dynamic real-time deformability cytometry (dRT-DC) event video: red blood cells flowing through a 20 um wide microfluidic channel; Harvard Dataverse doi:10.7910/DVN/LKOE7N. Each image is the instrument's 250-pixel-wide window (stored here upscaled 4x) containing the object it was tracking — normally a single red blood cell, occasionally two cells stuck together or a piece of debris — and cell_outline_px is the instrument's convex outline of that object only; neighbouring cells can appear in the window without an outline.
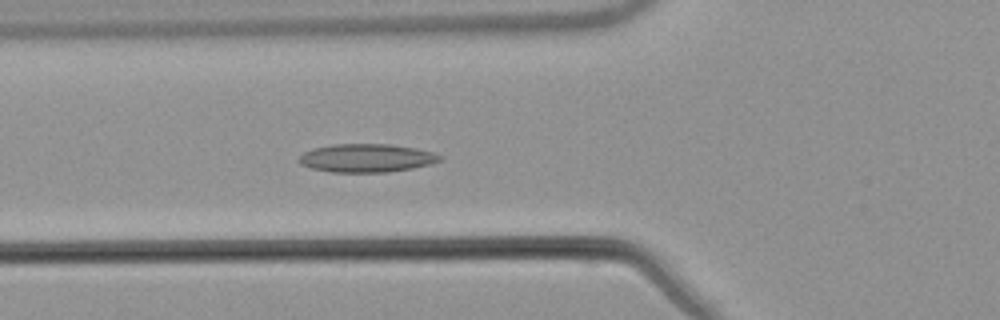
{"species": "common noctule bat (a hibernating species)", "species_latin": "Nyctalus noctula", "temperature_condition": "warm", "stored_images_in_passage": 49, "camera_frame_rate_fps": 3000, "um_per_image_px": 0.085, "animal": {"sex": "male", "body_mass_g": 21.5, "forearm_length_mm": 52.0}, "frame": {"image": 1, "passage_image": 15, "time_ms": 4.667, "image_size_px": [1000, 320], "cell_outline_px": [[444, 156], [440, 160], [432, 164], [412, 168], [388, 172], [332, 172], [312, 168], [300, 164], [296, 160], [304, 152], [312, 148], [332, 144], [388, 144], [416, 148], [432, 152]], "centroid_in_image_um": [31.15, 13.43], "position_along_channel_um": 94.7, "area_um2": 23.35}}
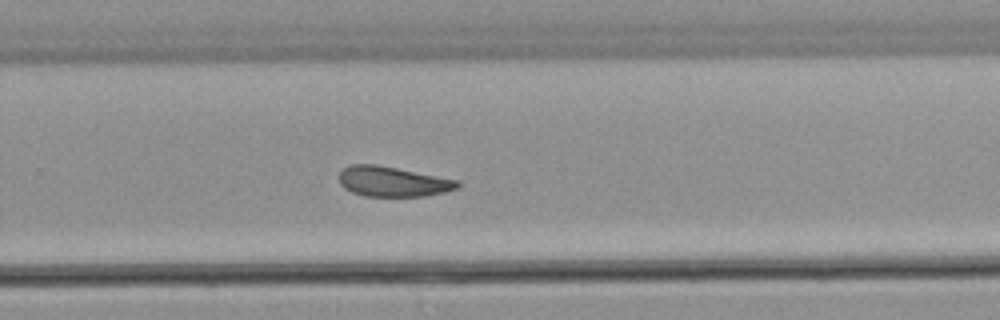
{"frame": {"image": 2, "passage_image": 31, "time_ms": 10.0, "image_size_px": [1000, 320], "cell_outline_px": [[460, 188], [444, 192], [424, 196], [364, 196], [352, 192], [344, 188], [340, 184], [340, 172], [344, 168], [352, 164], [376, 164], [460, 180]], "centroid_in_image_um": [33.41, 15.43], "position_along_channel_um": 296.4, "area_um2": 20.81}}
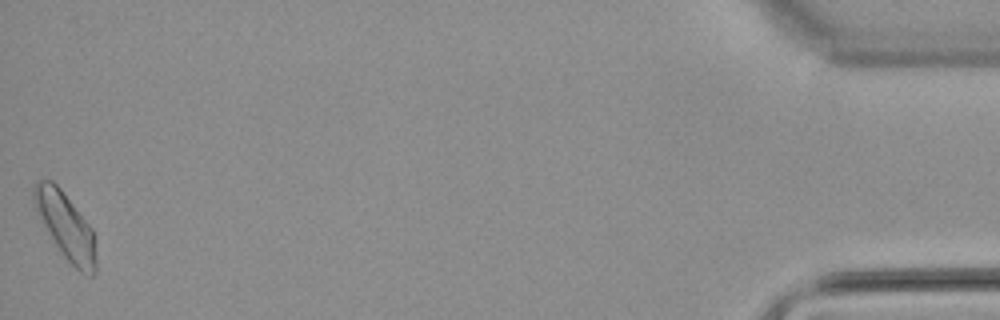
{"frame": {"image": 3, "passage_image": 49, "time_ms": 16.0, "image_size_px": [1000, 320], "cell_outline_px": [[96, 272], [92, 276], [84, 276], [64, 256], [56, 244], [44, 224], [36, 208], [32, 196], [32, 188], [36, 180], [52, 180], [60, 188], [92, 228], [96, 256]], "centroid_in_image_um": [5.6, 19.21], "position_along_channel_um": 429.6, "area_um2": 23.52}, "authors_computed_cell_mechanics": {"area_um2": 21.8484, "velocity_mm_per_s": 3.7887, "shape_relaxation_time_tau1_ms": null, "shape_relaxation_time_tau2_ms": 6.0651, "deformation_change_tau1": null, "deformation_change_tau2": 0.126}}